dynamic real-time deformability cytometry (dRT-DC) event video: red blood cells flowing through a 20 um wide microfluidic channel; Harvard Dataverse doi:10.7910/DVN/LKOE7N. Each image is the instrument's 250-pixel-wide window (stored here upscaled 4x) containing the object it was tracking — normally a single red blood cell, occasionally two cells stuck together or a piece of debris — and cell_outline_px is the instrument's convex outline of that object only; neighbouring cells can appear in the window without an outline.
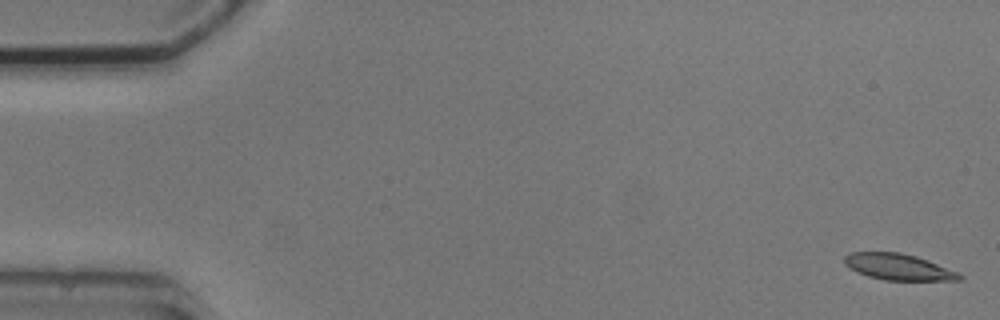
{"species": "common noctule bat (a hibernating species)", "species_latin": "Nyctalus noctula", "temperature_condition": "cold", "stored_images_in_passage": 4, "camera_frame_rate_fps": 3000, "um_per_image_px": 0.085, "animal": {"sex": "male", "body_mass_g": 20.5, "forearm_length_mm": 52.5}, "frame": {"image": 1, "passage_image": 1, "time_ms": 0.0, "image_size_px": [1000, 320], "cell_outline_px": [[964, 276], [960, 280], [884, 280], [868, 276], [856, 272], [844, 264], [844, 256], [848, 252], [900, 252], [916, 256], [928, 260], [960, 272]], "centroid_in_image_um": [76.37, 22.68], "position_along_channel_um": 8.6, "area_um2": 17.74}}
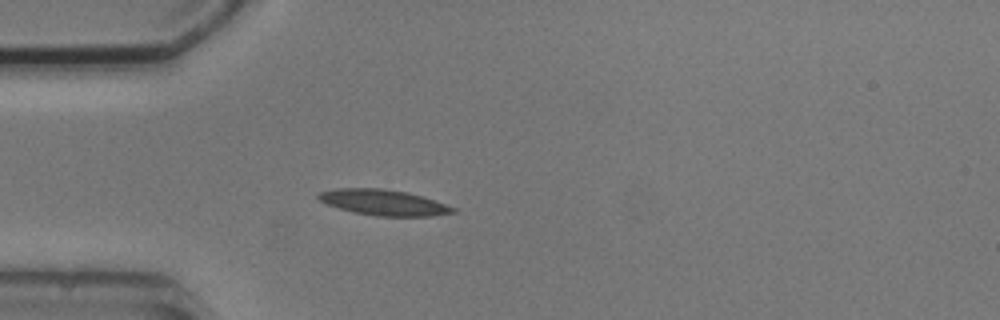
{"frame": {"image": 2, "passage_image": 4, "time_ms": 4.667, "image_size_px": [1000, 320], "cell_outline_px": [[456, 212], [432, 216], [376, 216], [352, 212], [328, 204], [320, 200], [316, 196], [320, 192], [336, 188], [380, 188], [408, 192], [456, 208]], "centroid_in_image_um": [32.58, 17.21], "position_along_channel_um": 52.4, "area_um2": 19.94}}